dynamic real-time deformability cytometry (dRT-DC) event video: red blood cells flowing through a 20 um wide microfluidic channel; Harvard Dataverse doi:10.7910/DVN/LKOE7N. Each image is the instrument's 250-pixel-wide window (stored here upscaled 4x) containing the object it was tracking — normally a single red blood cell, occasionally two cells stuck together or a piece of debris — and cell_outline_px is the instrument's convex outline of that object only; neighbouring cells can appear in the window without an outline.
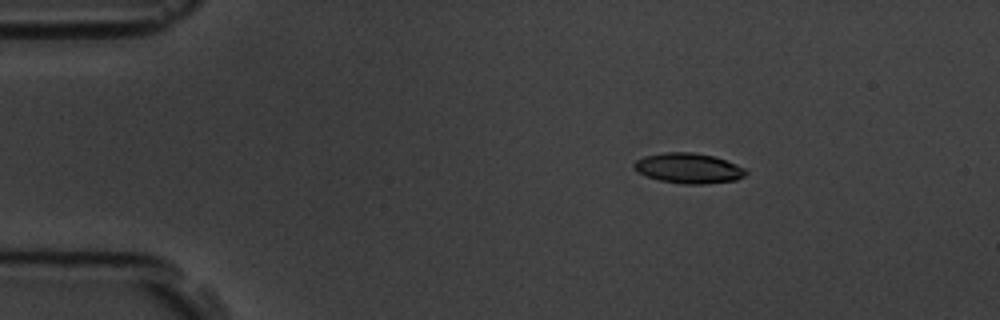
{"species": "common noctule bat (a hibernating species)", "species_latin": "Nyctalus noctula", "temperature_condition": "room temperature", "stored_images_in_passage": 5, "camera_frame_rate_fps": 3000, "um_per_image_px": 0.085, "animal": {"sex": "male", "body_mass_g": 19.5, "forearm_length_mm": 54.6}, "frame": {"image": 1, "passage_image": 3, "time_ms": 2.0, "image_size_px": [1000, 320], "cell_outline_px": [[748, 172], [744, 176], [736, 180], [704, 184], [684, 184], [660, 180], [636, 172], [632, 164], [636, 160], [644, 156], [664, 152], [692, 152], [712, 156], [748, 168]], "centroid_in_image_um": [58.53, 14.3], "position_along_channel_um": 26.5, "area_um2": 19.71}}